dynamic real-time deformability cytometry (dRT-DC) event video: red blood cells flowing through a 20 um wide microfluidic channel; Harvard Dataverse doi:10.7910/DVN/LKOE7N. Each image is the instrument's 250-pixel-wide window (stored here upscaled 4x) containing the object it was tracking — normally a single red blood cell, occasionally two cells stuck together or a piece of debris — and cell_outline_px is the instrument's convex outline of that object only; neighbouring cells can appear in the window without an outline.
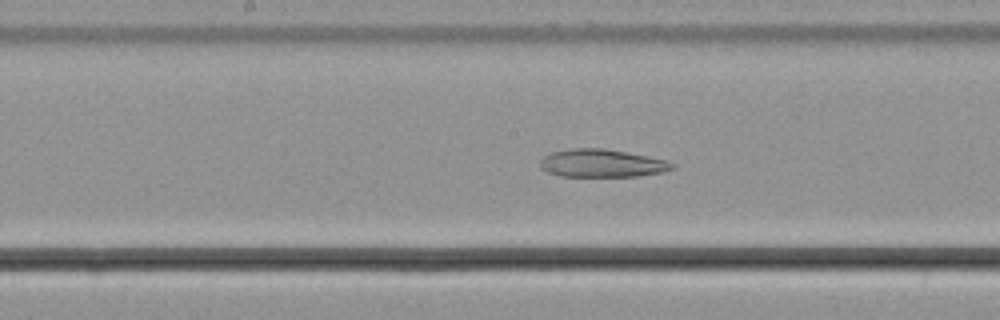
{"species": "common noctule bat (a hibernating species)", "species_latin": "Nyctalus noctula", "temperature_condition": "cold", "stored_images_in_passage": 43, "camera_frame_rate_fps": 3000, "um_per_image_px": 0.085, "animal": {"sex": "male", "body_mass_g": 21.5, "forearm_length_mm": 52.0}, "frame": {"image": 1, "passage_image": 16, "time_ms": 5.0, "image_size_px": [1000, 320], "cell_outline_px": [[676, 168], [664, 172], [640, 176], [560, 176], [548, 172], [540, 168], [540, 160], [544, 156], [552, 152], [572, 148], [604, 148], [648, 156], [668, 160], [676, 164]], "centroid_in_image_um": [51.21, 13.88], "position_along_channel_um": 197.0, "area_um2": 21.68}}
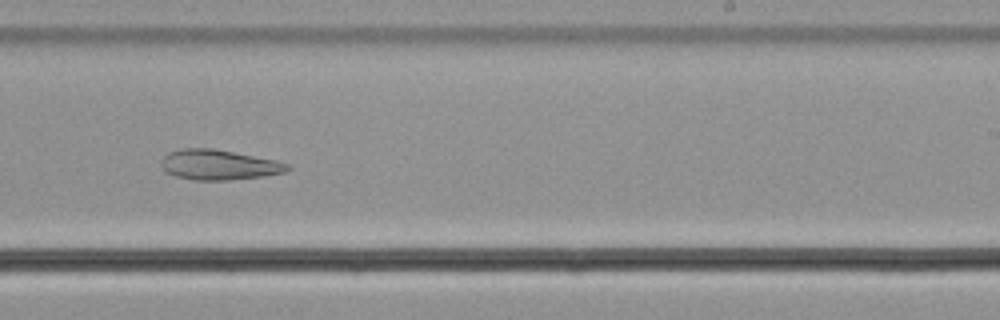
{"frame": {"image": 2, "passage_image": 22, "time_ms": 7.0, "image_size_px": [1000, 320], "cell_outline_px": [[292, 168], [284, 172], [264, 176], [228, 180], [192, 180], [176, 176], [164, 172], [160, 164], [160, 160], [168, 152], [184, 148], [212, 148], [276, 160], [288, 164]], "centroid_in_image_um": [18.56, 14.01], "position_along_channel_um": 270.4, "area_um2": 22.25}}
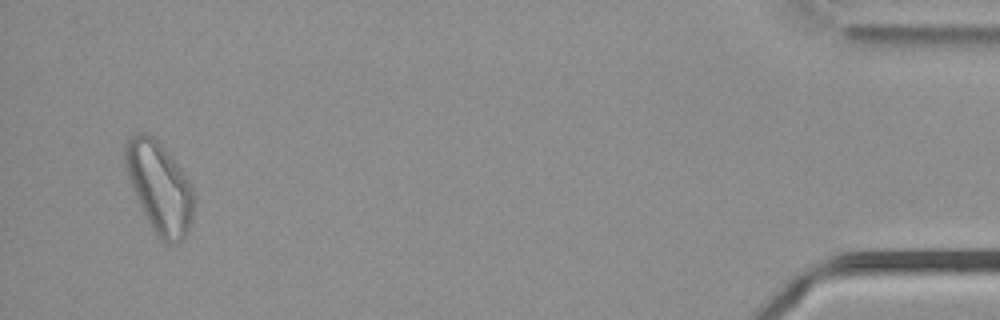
{"frame": {"image": 3, "passage_image": 41, "time_ms": 13.333, "image_size_px": [1000, 320], "cell_outline_px": [[192, 220], [188, 232], [176, 244], [168, 244], [156, 236], [132, 188], [128, 176], [124, 160], [124, 144], [132, 136], [140, 132], [144, 132], [152, 136], [160, 144], [184, 172], [192, 184]], "centroid_in_image_um": [13.55, 15.93], "position_along_channel_um": 421.7, "area_um2": 35.78}, "authors_computed_cell_mechanics": {"area_um2": 26.588, "velocity_mm_per_s": 3.6761, "shape_relaxation_time_tau1_ms": null, "shape_relaxation_time_tau2_ms": 2.9788, "deformation_change_tau1": null, "deformation_change_tau2": 0.0981}}